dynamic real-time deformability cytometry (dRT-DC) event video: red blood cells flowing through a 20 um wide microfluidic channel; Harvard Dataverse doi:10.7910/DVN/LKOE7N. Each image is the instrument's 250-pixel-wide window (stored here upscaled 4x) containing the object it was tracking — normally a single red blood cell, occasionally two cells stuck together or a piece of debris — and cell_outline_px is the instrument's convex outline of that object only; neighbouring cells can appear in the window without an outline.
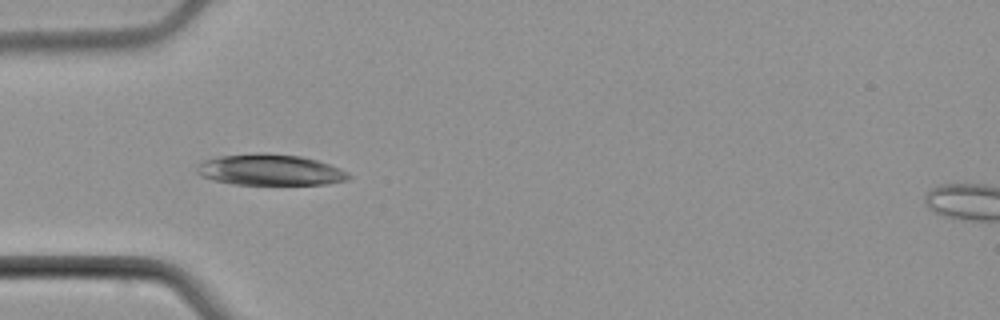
{"species": "common noctule bat (a hibernating species)", "species_latin": "Nyctalus noctula", "temperature_condition": "cold", "stored_images_in_passage": 6, "camera_frame_rate_fps": 3000, "um_per_image_px": 0.085, "animal": {"sex": "male", "body_mass_g": 21.5, "forearm_length_mm": 52.0}, "frame": {"image": 1, "passage_image": 5, "time_ms": 5.0, "image_size_px": [1000, 320], "cell_outline_px": [[352, 176], [348, 180], [328, 184], [232, 184], [212, 180], [200, 176], [196, 172], [196, 164], [204, 160], [220, 156], [300, 156], [316, 160], [340, 168], [348, 172]], "centroid_in_image_um": [22.97, 14.49], "position_along_channel_um": 62.0, "area_um2": 26.47}}
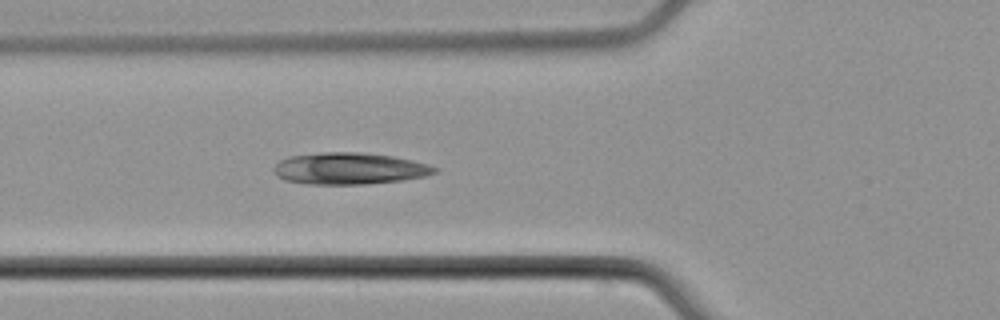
{"frame": {"image": 2, "passage_image": 6, "time_ms": 6.0, "image_size_px": [1000, 320], "cell_outline_px": [[440, 168], [436, 172], [424, 176], [400, 180], [364, 184], [308, 184], [284, 180], [276, 176], [272, 172], [272, 168], [280, 160], [288, 156], [320, 152], [360, 152], [392, 156], [412, 160], [428, 164]], "centroid_in_image_um": [29.64, 14.32], "position_along_channel_um": 96.2, "area_um2": 29.82}}